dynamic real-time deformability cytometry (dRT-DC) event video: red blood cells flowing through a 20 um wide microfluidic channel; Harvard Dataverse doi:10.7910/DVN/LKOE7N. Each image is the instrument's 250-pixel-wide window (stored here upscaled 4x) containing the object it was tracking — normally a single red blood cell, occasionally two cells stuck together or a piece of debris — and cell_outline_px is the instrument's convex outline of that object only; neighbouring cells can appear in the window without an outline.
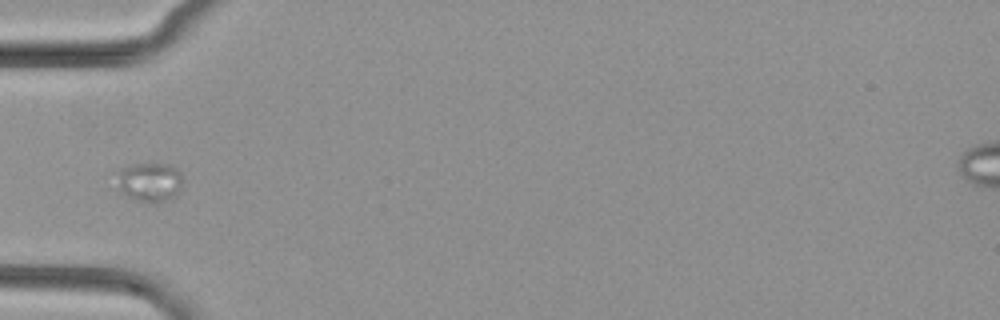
{"species": "common noctule bat (a hibernating species)", "species_latin": "Nyctalus noctula", "temperature_condition": "cold", "stored_images_in_passage": 7, "camera_frame_rate_fps": 3000, "um_per_image_px": 0.085, "animal": {"sex": "female", "body_mass_g": 29.2, "forearm_length_mm": 56.3}, "frame": {"image": 1, "passage_image": 4, "time_ms": 1.0, "image_size_px": [1000, 320], "cell_outline_px": [[184, 176], [180, 192], [176, 196], [168, 200], [152, 204], [148, 204], [136, 200], [120, 192], [116, 172], [120, 168], [132, 164], [168, 164], [176, 168]], "centroid_in_image_um": [12.75, 15.49], "position_along_channel_um": 72.3, "area_um2": 15.55}}